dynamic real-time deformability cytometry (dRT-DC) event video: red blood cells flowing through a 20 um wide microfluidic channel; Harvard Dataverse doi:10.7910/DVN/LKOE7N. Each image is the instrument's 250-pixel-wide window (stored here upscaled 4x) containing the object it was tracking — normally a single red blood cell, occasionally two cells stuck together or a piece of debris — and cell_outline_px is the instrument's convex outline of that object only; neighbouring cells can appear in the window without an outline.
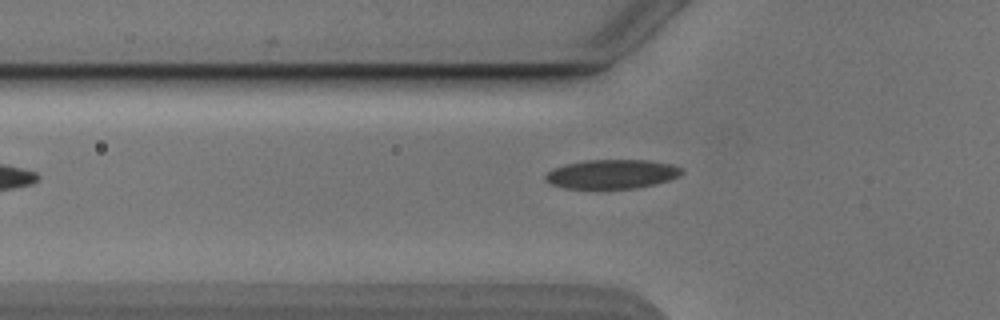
{"species": "Egyptian fruit bat (a non-hibernating species)", "species_latin": "Rousettus aegyptiacus", "temperature_condition": "cold", "stored_images_in_passage": 32, "camera_frame_rate_fps": 3000, "um_per_image_px": 0.085, "animal": {"sex": "male"}, "frame": {"image": 1, "passage_image": 3, "time_ms": 0.667, "image_size_px": [1000, 320], "cell_outline_px": [[684, 172], [680, 176], [668, 180], [636, 188], [564, 188], [552, 184], [544, 180], [544, 176], [552, 168], [564, 164], [584, 160], [648, 160], [672, 164], [684, 168]], "centroid_in_image_um": [52.01, 14.78], "position_along_channel_um": 73.8, "area_um2": 23.24}}
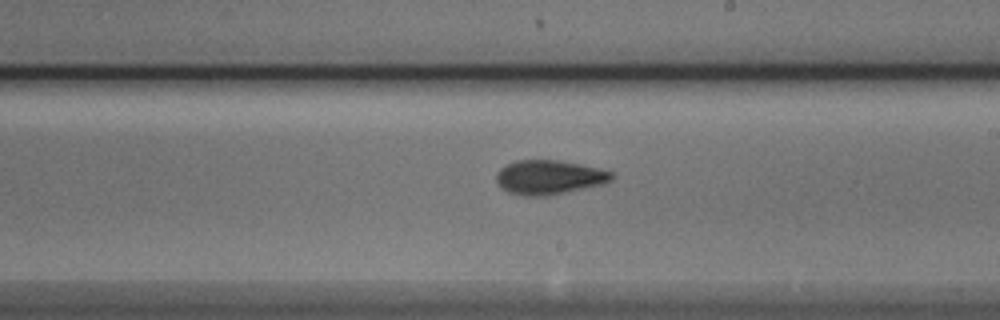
{"frame": {"image": 2, "passage_image": 16, "time_ms": 5.0, "image_size_px": [1000, 320], "cell_outline_px": [[616, 176], [612, 180], [604, 184], [548, 196], [524, 196], [508, 192], [496, 180], [496, 172], [500, 168], [516, 160], [556, 160], [580, 164], [612, 172]], "centroid_in_image_um": [46.69, 15.07], "position_along_channel_um": 242.3, "area_um2": 23.0}}
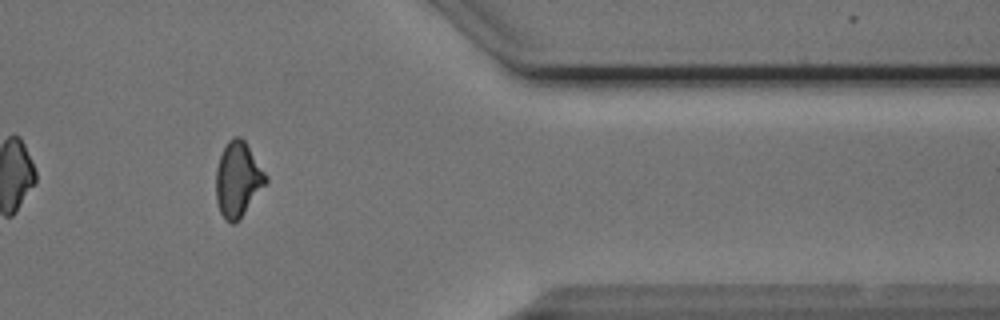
{"frame": {"image": 3, "passage_image": 29, "time_ms": 9.333, "image_size_px": [1000, 320], "cell_outline_px": [[268, 180], [240, 220], [232, 224], [224, 220], [220, 212], [216, 200], [216, 168], [220, 156], [228, 140], [232, 136], [240, 136], [244, 140], [268, 176]], "centroid_in_image_um": [20.21, 15.27], "position_along_channel_um": 391.2, "area_um2": 21.85}}